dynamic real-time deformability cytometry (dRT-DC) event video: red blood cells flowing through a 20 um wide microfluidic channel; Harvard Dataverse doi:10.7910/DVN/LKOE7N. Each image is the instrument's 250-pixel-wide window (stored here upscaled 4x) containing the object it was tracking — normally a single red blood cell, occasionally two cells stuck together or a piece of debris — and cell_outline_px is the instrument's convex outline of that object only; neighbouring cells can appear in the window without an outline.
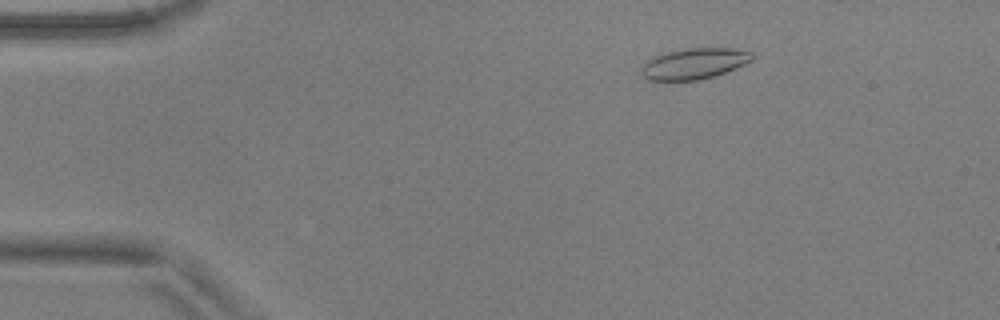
{"species": "common noctule bat (a hibernating species)", "species_latin": "Nyctalus noctula", "temperature_condition": "warm", "stored_images_in_passage": 49, "camera_frame_rate_fps": 3000, "um_per_image_px": 0.085, "animal": {"sex": "male", "body_mass_g": 17.9, "forearm_length_mm": 54.2}, "frame": {"image": 1, "passage_image": 3, "time_ms": 0.667, "image_size_px": [1000, 320], "cell_outline_px": [[756, 56], [752, 60], [744, 64], [724, 72], [700, 80], [648, 80], [640, 72], [640, 68], [648, 60], [664, 52], [688, 48], [728, 48], [752, 52]], "centroid_in_image_um": [58.99, 5.4], "position_along_channel_um": 26.0, "area_um2": 19.77}}
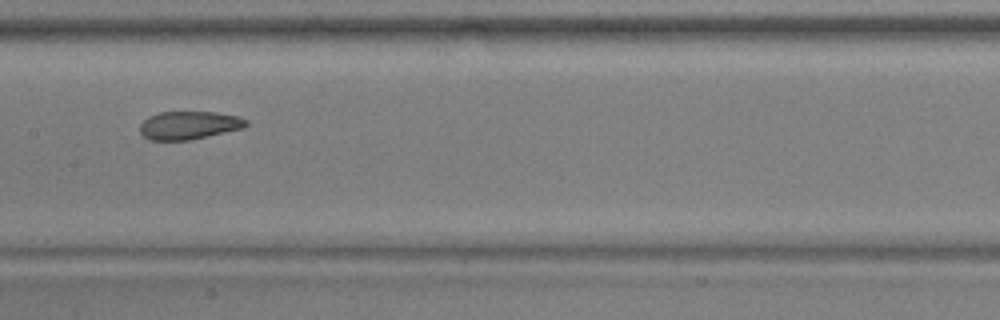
{"frame": {"image": 2, "passage_image": 22, "time_ms": 7.0, "image_size_px": [1000, 320], "cell_outline_px": [[248, 124], [244, 128], [188, 140], [148, 140], [140, 132], [140, 124], [148, 116], [160, 112], [216, 112], [236, 116], [248, 120]], "centroid_in_image_um": [16.05, 10.64], "position_along_channel_um": 191.4, "area_um2": 17.34}}
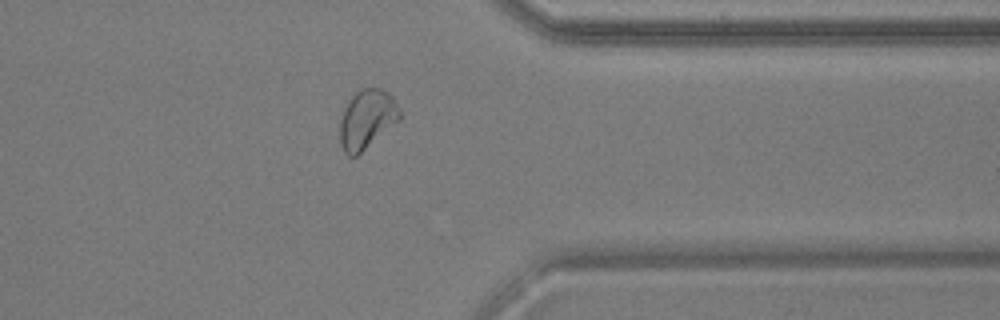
{"frame": {"image": 3, "passage_image": 38, "time_ms": 12.333, "image_size_px": [1000, 320], "cell_outline_px": [[400, 120], [356, 156], [348, 156], [344, 152], [340, 144], [340, 120], [344, 108], [348, 100], [360, 88], [380, 88], [388, 92], [392, 96], [400, 112]], "centroid_in_image_um": [31.17, 10.13], "position_along_channel_um": 380.2, "area_um2": 20.52}, "authors_computed_cell_mechanics": {"area_um2": 19.7676, "velocity_mm_per_s": 3.684, "shape_relaxation_time_tau1_ms": null, "shape_relaxation_time_tau2_ms": 1.3698, "deformation_change_tau1": null, "deformation_change_tau2": 0.0615}}